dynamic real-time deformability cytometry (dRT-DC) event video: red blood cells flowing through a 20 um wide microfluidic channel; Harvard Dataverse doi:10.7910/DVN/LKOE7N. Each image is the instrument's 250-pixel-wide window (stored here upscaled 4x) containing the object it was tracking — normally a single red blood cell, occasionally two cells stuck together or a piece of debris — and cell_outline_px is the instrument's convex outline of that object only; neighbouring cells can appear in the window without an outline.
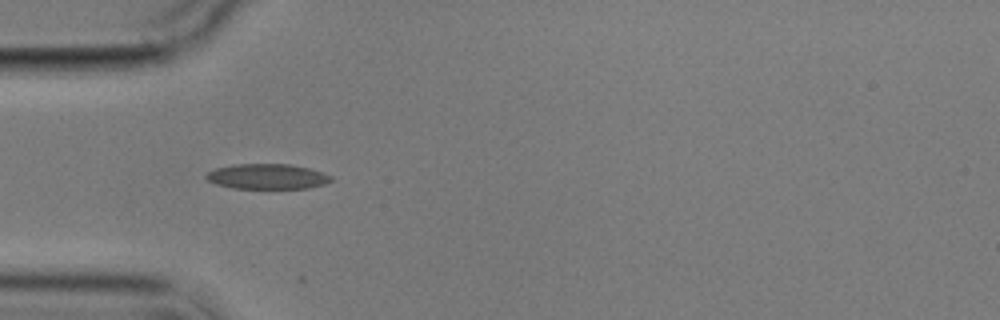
{"species": "common noctule bat (a hibernating species)", "species_latin": "Nyctalus noctula", "temperature_condition": "cold", "stored_images_in_passage": 6, "camera_frame_rate_fps": 3000, "um_per_image_px": 0.085, "animal": {"sex": "male", "body_mass_g": 17.9}, "frame": {"image": 1, "passage_image": 5, "time_ms": 6.333, "image_size_px": [1000, 320], "cell_outline_px": [[332, 180], [324, 184], [308, 188], [232, 188], [216, 184], [208, 180], [204, 176], [208, 172], [216, 168], [232, 164], [288, 164], [308, 168], [332, 176]], "centroid_in_image_um": [22.68, 15.0], "position_along_channel_um": 62.3, "area_um2": 18.21}}
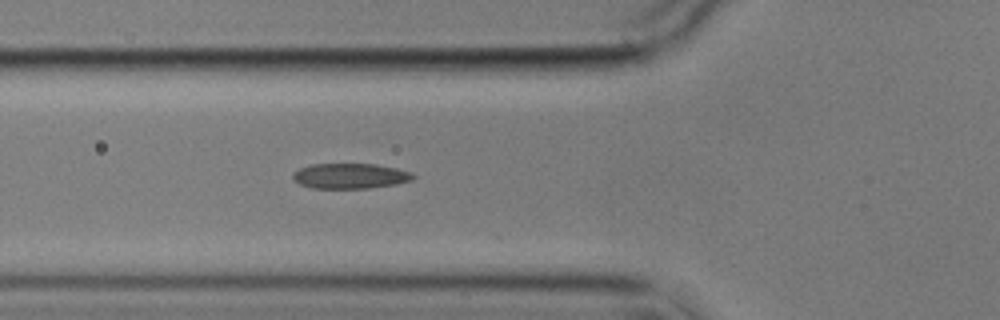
{"frame": {"image": 2, "passage_image": 6, "time_ms": 7.333, "image_size_px": [1000, 320], "cell_outline_px": [[416, 176], [412, 180], [396, 184], [368, 188], [312, 188], [300, 184], [292, 180], [292, 172], [300, 168], [312, 164], [376, 164], [396, 168], [412, 172]], "centroid_in_image_um": [29.75, 14.95], "position_along_channel_um": 96.0, "area_um2": 17.8}}